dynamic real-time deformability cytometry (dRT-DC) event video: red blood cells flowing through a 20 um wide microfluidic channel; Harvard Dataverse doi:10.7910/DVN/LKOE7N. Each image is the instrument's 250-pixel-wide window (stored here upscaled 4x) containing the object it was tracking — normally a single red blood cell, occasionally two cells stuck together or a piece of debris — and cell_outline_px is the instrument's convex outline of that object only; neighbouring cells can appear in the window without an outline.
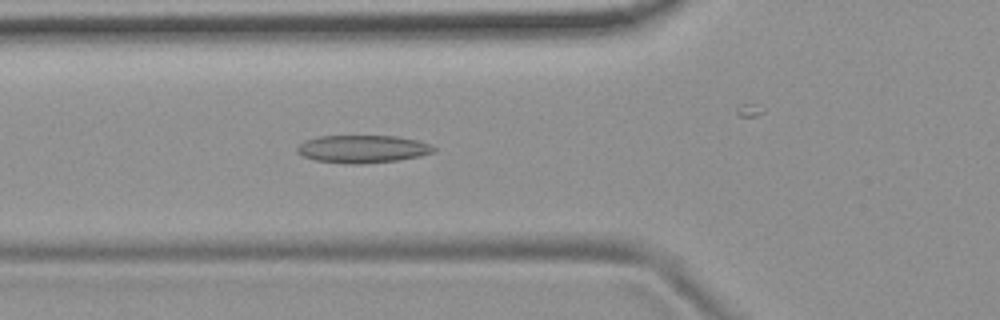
{"species": "common noctule bat (a hibernating species)", "species_latin": "Nyctalus noctula", "temperature_condition": "room temperature", "stored_images_in_passage": 54, "camera_frame_rate_fps": 3000, "um_per_image_px": 0.085, "animal": {"sex": "female", "body_mass_g": 19.9}, "frame": {"image": 1, "passage_image": 19, "time_ms": 6.0, "image_size_px": [1000, 320], "cell_outline_px": [[436, 152], [420, 156], [396, 160], [364, 164], [344, 164], [316, 160], [304, 156], [296, 152], [296, 148], [304, 140], [320, 136], [396, 136], [420, 140], [432, 144], [436, 148]], "centroid_in_image_um": [30.86, 12.66], "position_along_channel_um": 94.9, "area_um2": 22.31}}
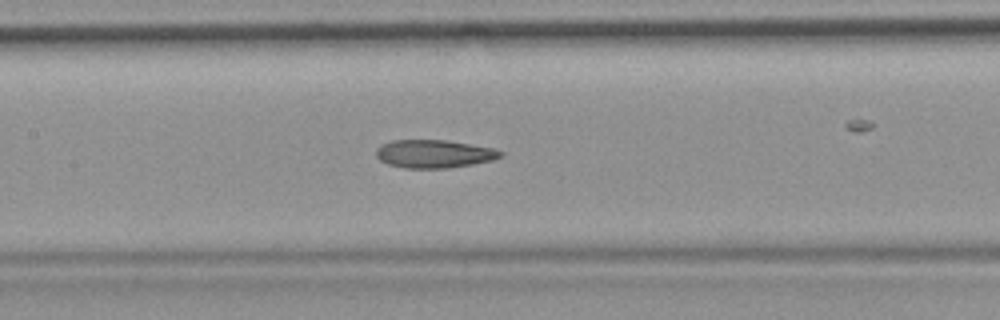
{"frame": {"image": 2, "passage_image": 25, "time_ms": 8.0, "image_size_px": [1000, 320], "cell_outline_px": [[504, 156], [492, 160], [472, 164], [448, 168], [404, 168], [388, 164], [380, 160], [376, 156], [376, 148], [380, 144], [392, 140], [444, 140], [492, 148], [504, 152]], "centroid_in_image_um": [36.86, 13.08], "position_along_channel_um": 170.5, "area_um2": 20.35}}
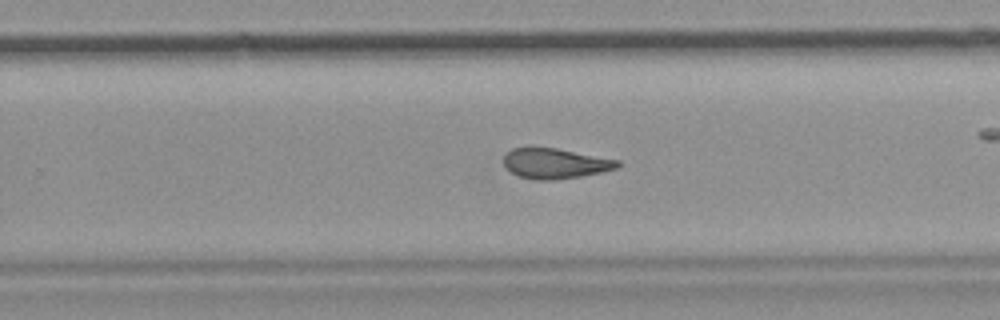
{"frame": {"image": 3, "passage_image": 34, "time_ms": 11.0, "image_size_px": [1000, 320], "cell_outline_px": [[620, 164], [616, 168], [604, 172], [556, 180], [536, 180], [520, 176], [512, 172], [504, 164], [504, 156], [512, 148], [528, 144], [532, 144], [556, 148], [620, 160]], "centroid_in_image_um": [47.16, 13.85], "position_along_channel_um": 282.6, "area_um2": 20.58}, "authors_computed_cell_mechanics": {"area_um2": 21.5883, "velocity_mm_per_s": 3.761, "shape_relaxation_time_tau1_ms": null, "shape_relaxation_time_tau2_ms": 3.9658, "deformation_change_tau1": null, "deformation_change_tau2": 0.1031}}